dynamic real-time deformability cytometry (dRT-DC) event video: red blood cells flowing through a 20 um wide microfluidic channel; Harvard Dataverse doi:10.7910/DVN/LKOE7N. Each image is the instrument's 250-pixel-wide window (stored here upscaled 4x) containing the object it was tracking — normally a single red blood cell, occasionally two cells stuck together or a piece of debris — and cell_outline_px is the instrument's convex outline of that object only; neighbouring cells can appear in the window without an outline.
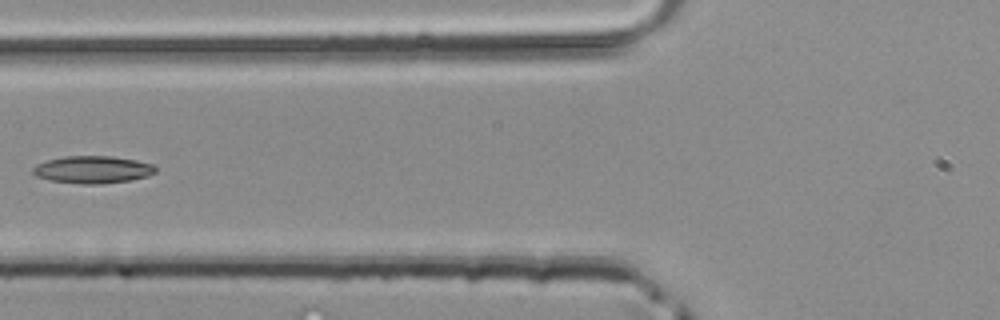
{"species": "common noctule bat (a hibernating species)", "species_latin": "Nyctalus noctula", "temperature_condition": "room temperature", "stored_images_in_passage": 5, "camera_frame_rate_fps": 3000, "um_per_image_px": 0.085, "animal": {"sex": "male", "body_mass_g": 20.4}, "frame": {"image": 1, "passage_image": 5, "time_ms": 1.333, "image_size_px": [1000, 320], "cell_outline_px": [[156, 172], [148, 176], [132, 180], [100, 184], [80, 184], [48, 180], [36, 176], [32, 172], [32, 168], [36, 164], [48, 160], [64, 156], [112, 156], [136, 160], [152, 164], [156, 168]], "centroid_in_image_um": [7.87, 14.42], "position_along_channel_um": 117.9, "area_um2": 19.71}}